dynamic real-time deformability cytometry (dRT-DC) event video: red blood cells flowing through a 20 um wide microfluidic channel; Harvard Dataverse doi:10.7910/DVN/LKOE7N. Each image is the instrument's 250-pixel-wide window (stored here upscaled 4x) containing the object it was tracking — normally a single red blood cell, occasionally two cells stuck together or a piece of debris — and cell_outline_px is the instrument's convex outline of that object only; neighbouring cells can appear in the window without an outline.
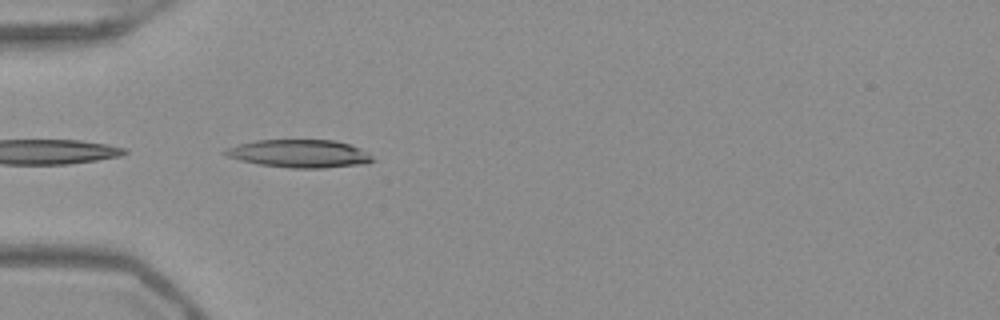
{"species": "Egyptian fruit bat (a non-hibernating species)", "species_latin": "Rousettus aegyptiacus", "temperature_condition": "warm", "stored_images_in_passage": 8, "camera_frame_rate_fps": 3000, "um_per_image_px": 0.085, "frame": {"image": 1, "passage_image": 2, "time_ms": 0.333, "image_size_px": [1000, 320], "cell_outline_px": [[376, 160], [364, 164], [324, 168], [288, 168], [260, 164], [240, 160], [228, 156], [220, 152], [224, 148], [256, 140], [336, 140], [360, 148], [368, 152]], "centroid_in_image_um": [25.46, 13.06], "position_along_channel_um": 59.5, "area_um2": 24.1}}